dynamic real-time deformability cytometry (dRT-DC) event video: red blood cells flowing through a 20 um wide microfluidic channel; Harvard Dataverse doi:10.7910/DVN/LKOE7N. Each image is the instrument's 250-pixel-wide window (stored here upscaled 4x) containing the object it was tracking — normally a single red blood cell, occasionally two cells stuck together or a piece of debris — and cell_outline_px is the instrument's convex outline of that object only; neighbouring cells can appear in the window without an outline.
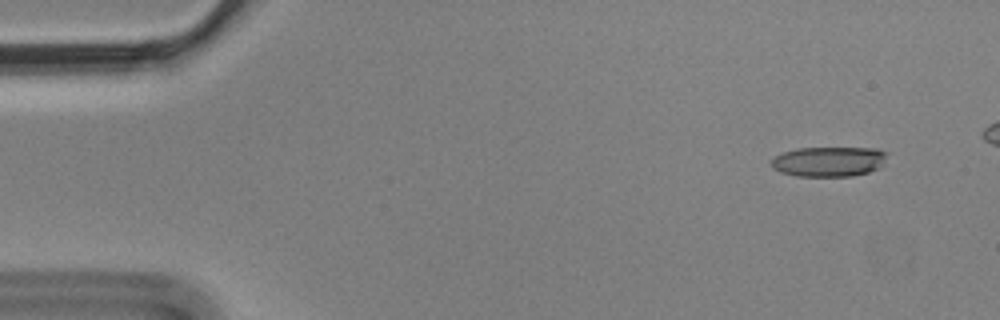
{"species": "Egyptian fruit bat (a non-hibernating species)", "species_latin": "Rousettus aegyptiacus", "temperature_condition": "cold", "stored_images_in_passage": 5, "camera_frame_rate_fps": 3000, "um_per_image_px": 0.085, "animal": {"sex": "male"}, "frame": {"image": 1, "passage_image": 1, "time_ms": 0.0, "image_size_px": [1000, 320], "cell_outline_px": [[888, 152], [880, 168], [868, 172], [852, 176], [796, 176], [780, 172], [772, 168], [768, 164], [776, 156], [784, 152], [796, 148], [876, 148]], "centroid_in_image_um": [70.44, 13.73], "position_along_channel_um": 14.6, "area_um2": 20.35}}